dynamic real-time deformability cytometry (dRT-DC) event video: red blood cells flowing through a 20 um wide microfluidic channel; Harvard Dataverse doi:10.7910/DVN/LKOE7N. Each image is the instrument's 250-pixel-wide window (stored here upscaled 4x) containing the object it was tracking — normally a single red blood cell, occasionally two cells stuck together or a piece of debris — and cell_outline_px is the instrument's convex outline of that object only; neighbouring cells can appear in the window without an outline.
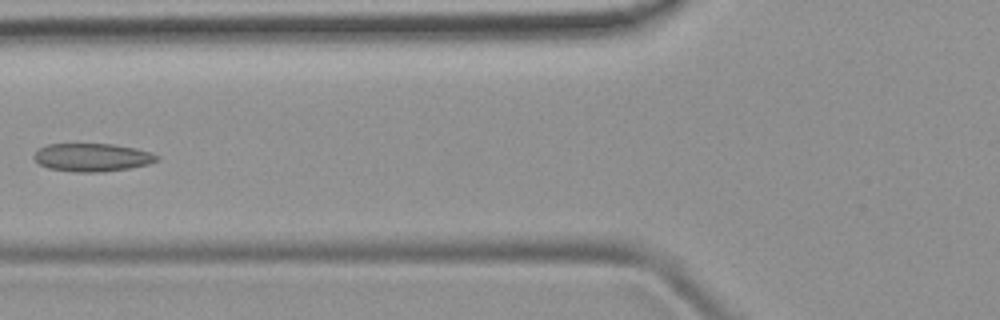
{"species": "common noctule bat (a hibernating species)", "species_latin": "Nyctalus noctula", "temperature_condition": "room temperature", "stored_images_in_passage": 5, "camera_frame_rate_fps": 3000, "um_per_image_px": 0.085, "animal": {"sex": "female", "body_mass_g": 19.9}, "frame": {"image": 1, "passage_image": 4, "time_ms": 4.333, "image_size_px": [1000, 320], "cell_outline_px": [[160, 160], [148, 164], [128, 168], [100, 172], [76, 172], [48, 168], [40, 164], [32, 156], [40, 148], [48, 144], [112, 144], [136, 148], [152, 152], [160, 156]], "centroid_in_image_um": [7.88, 13.37], "position_along_channel_um": 117.9, "area_um2": 20.11}}
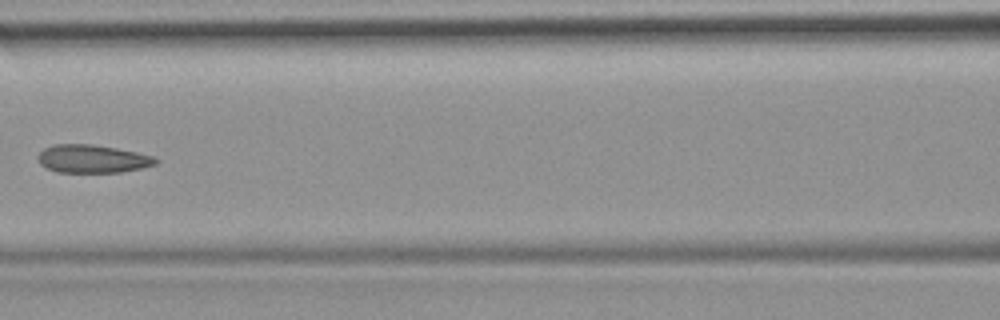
{"frame": {"image": 2, "passage_image": 5, "time_ms": 5.333, "image_size_px": [1000, 320], "cell_outline_px": [[160, 160], [156, 164], [140, 168], [120, 172], [56, 172], [40, 164], [36, 156], [44, 148], [56, 144], [92, 144], [116, 148], [136, 152], [152, 156]], "centroid_in_image_um": [7.84, 13.5], "position_along_channel_um": 158.8, "area_um2": 19.19}}